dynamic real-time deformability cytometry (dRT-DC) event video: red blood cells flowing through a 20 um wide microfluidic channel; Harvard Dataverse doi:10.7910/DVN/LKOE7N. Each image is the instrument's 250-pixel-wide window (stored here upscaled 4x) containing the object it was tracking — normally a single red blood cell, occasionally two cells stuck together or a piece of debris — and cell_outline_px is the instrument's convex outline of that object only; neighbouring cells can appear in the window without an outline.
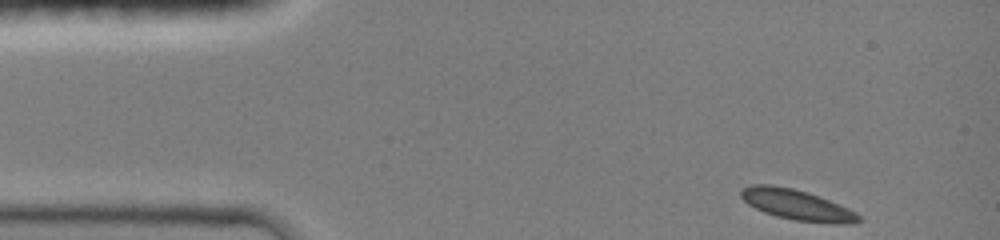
{"species": "common noctule bat (a hibernating species)", "species_latin": "Nyctalus noctula", "temperature_condition": "room temperature", "stored_images_in_passage": 37, "camera_frame_rate_fps": 3000, "um_per_image_px": 0.085, "animal": {"sex": "female", "body_mass_g": 19.0, "forearm_length_mm": 51.5}, "frame": {"image": 1, "passage_image": 1, "time_ms": 0.0, "image_size_px": [1000, 240], "cell_outline_px": [[864, 220], [852, 224], [832, 224], [796, 220], [776, 216], [764, 212], [748, 204], [740, 196], [740, 192], [744, 188], [752, 184], [772, 184], [792, 188], [808, 192], [840, 204], [856, 212]], "centroid_in_image_um": [67.78, 17.42], "position_along_channel_um": 17.2, "area_um2": 21.04}}
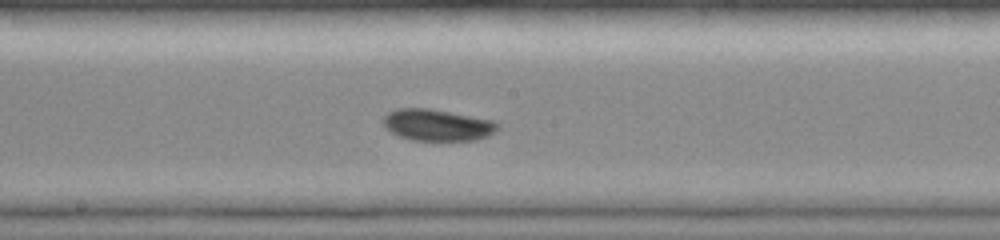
{"frame": {"image": 2, "passage_image": 22, "time_ms": 6.667, "image_size_px": [1000, 240], "cell_outline_px": [[500, 124], [488, 136], [476, 140], [412, 140], [400, 136], [392, 132], [384, 124], [384, 116], [388, 112], [396, 108], [428, 108], [496, 120]], "centroid_in_image_um": [37.19, 10.61], "position_along_channel_um": 211.0, "area_um2": 20.92}}
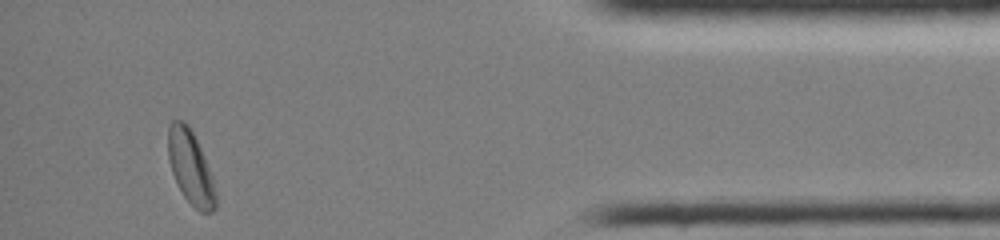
{"frame": {"image": 3, "passage_image": 36, "time_ms": 12.667, "image_size_px": [1000, 240], "cell_outline_px": [[216, 208], [212, 212], [200, 212], [184, 196], [172, 172], [168, 160], [168, 124], [172, 120], [184, 120], [188, 124], [200, 148], [212, 176], [216, 192]], "centroid_in_image_um": [16.19, 14.21], "position_along_channel_um": 419.0, "area_um2": 20.17}, "authors_computed_cell_mechanics": {"area_um2": 20.519, "velocity_mm_per_s": 4.139, "shape_relaxation_time_tau1_ms": 2.808, "shape_relaxation_time_tau2_ms": null, "deformation_change_tau1": 0.0714, "deformation_change_tau2": null}}